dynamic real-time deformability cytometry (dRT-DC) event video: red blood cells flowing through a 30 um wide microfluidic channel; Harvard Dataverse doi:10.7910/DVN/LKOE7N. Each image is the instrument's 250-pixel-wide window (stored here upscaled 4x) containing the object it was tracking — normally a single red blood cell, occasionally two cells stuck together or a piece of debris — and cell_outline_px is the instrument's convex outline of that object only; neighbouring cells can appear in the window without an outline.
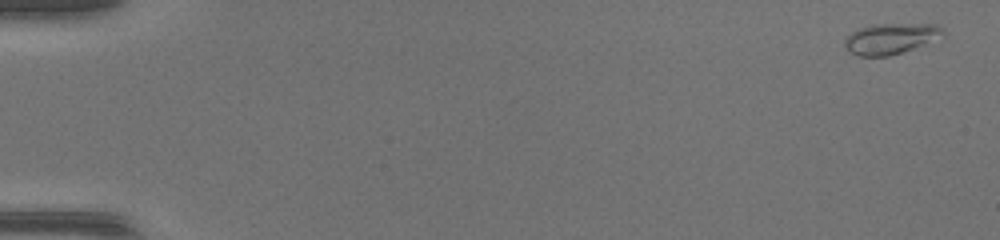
{"species": "common noctule bat (a hibernating species)", "species_latin": "Nyctalus noctula", "temperature_condition": "warm", "stored_images_in_passage": 9, "camera_frame_rate_fps": 3000, "um_per_image_px": 0.085, "animal": {"sex": "female", "body_mass_g": 17.0, "forearm_length_mm": 48.0}, "frame": {"image": 1, "passage_image": 1, "time_ms": 0.0, "image_size_px": [1000, 240], "cell_outline_px": [[944, 36], [916, 48], [904, 52], [888, 56], [860, 56], [848, 52], [844, 44], [844, 40], [852, 32], [860, 28], [872, 24], [936, 24], [944, 28]], "centroid_in_image_um": [75.73, 3.28], "position_along_channel_um": 9.3, "area_um2": 17.8}}